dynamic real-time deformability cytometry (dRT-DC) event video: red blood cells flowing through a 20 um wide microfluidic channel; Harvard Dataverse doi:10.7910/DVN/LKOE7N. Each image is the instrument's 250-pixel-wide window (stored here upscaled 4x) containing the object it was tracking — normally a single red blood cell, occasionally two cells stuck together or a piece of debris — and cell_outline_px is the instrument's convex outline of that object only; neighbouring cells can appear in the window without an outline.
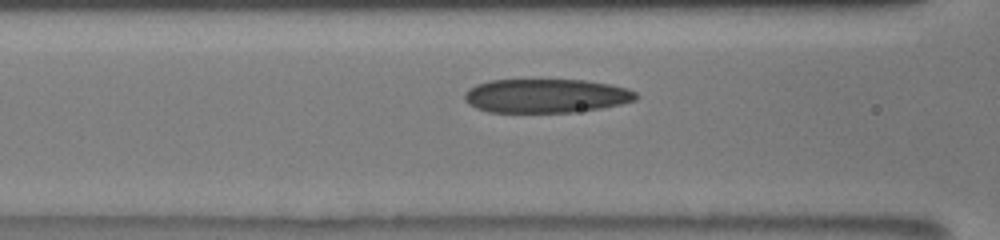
{"species": "human", "species_latin": "Homo sapiens", "temperature_condition": "room temperature", "stored_images_in_passage": 16, "camera_frame_rate_fps": 3000, "um_per_image_px": 0.085, "donor": {"sex": "male"}, "frame": {"image": 1, "passage_image": 9, "time_ms": 2.0, "image_size_px": [1000, 240], "cell_outline_px": [[640, 96], [636, 100], [620, 104], [600, 108], [572, 112], [488, 112], [476, 108], [468, 104], [464, 100], [464, 92], [468, 88], [476, 84], [488, 80], [584, 80], [608, 84], [628, 88], [636, 92]], "centroid_in_image_um": [46.38, 8.14], "position_along_channel_um": 120.2, "area_um2": 34.04}}
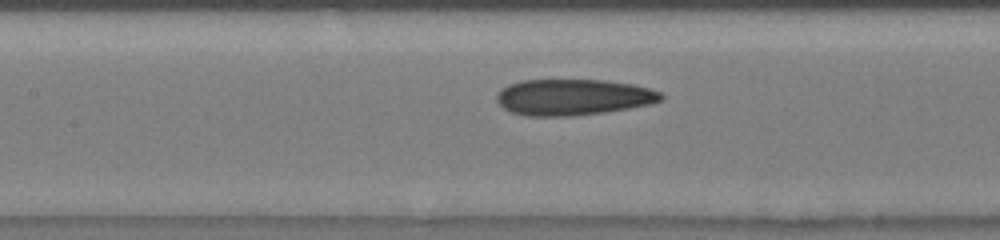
{"frame": {"image": 2, "passage_image": 13, "time_ms": 3.0, "image_size_px": [1000, 240], "cell_outline_px": [[664, 96], [660, 100], [652, 104], [604, 112], [572, 116], [528, 116], [512, 112], [504, 108], [496, 100], [496, 92], [500, 88], [508, 84], [520, 80], [604, 80], [632, 84], [652, 88], [660, 92]], "centroid_in_image_um": [48.7, 8.25], "position_along_channel_um": 158.7, "area_um2": 34.8}}